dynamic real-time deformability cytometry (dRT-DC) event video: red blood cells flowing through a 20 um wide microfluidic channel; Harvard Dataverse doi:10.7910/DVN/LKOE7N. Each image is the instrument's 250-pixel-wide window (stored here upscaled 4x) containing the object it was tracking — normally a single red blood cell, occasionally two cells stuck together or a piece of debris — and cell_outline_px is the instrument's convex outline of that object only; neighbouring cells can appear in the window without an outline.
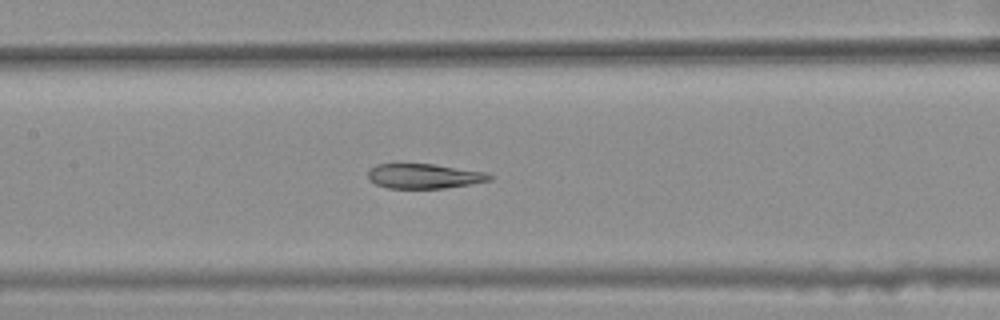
{"species": "common noctule bat (a hibernating species)", "species_latin": "Nyctalus noctula", "temperature_condition": "warm", "stored_images_in_passage": 23, "camera_frame_rate_fps": 3000, "um_per_image_px": 0.085, "animal": {"sex": "female", "body_mass_g": 25.1}, "frame": {"image": 1, "passage_image": 8, "time_ms": 2.333, "image_size_px": [1000, 320], "cell_outline_px": [[476, 180], [460, 184], [432, 188], [400, 188], [384, 184], [388, 164], [424, 164], [444, 168], [460, 172]], "centroid_in_image_um": [35.95, 15.0], "position_along_channel_um": 171.5, "area_um2": 11.96}}
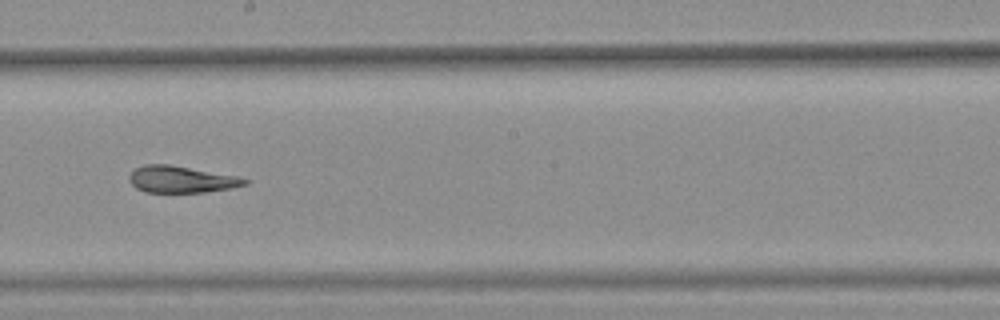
{"frame": {"image": 2, "passage_image": 13, "time_ms": 4.0, "image_size_px": [1000, 320], "cell_outline_px": [[240, 180], [236, 184], [216, 188], [192, 192], [156, 192], [144, 188], [152, 168], [180, 168]], "centroid_in_image_um": [15.68, 15.36], "position_along_channel_um": 232.5, "area_um2": 11.79}}
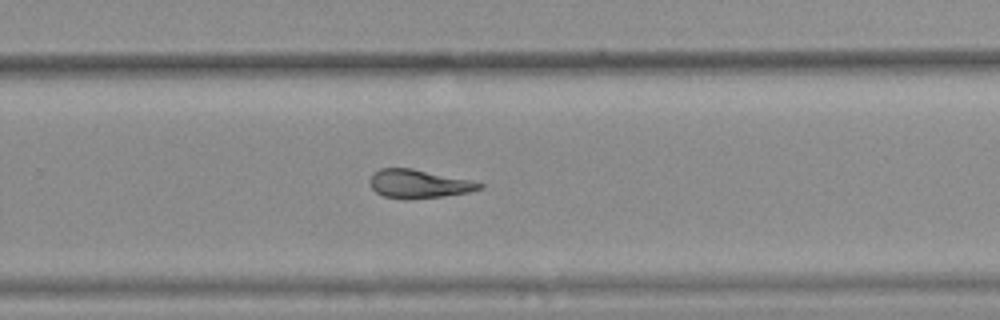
{"frame": {"image": 3, "passage_image": 18, "time_ms": 5.667, "image_size_px": [1000, 320], "cell_outline_px": [[476, 188], [456, 192], [432, 196], [392, 196], [380, 192], [392, 168], [400, 168], [420, 172], [476, 184]], "centroid_in_image_um": [35.8, 15.66], "position_along_channel_um": 294.0, "area_um2": 12.66}}